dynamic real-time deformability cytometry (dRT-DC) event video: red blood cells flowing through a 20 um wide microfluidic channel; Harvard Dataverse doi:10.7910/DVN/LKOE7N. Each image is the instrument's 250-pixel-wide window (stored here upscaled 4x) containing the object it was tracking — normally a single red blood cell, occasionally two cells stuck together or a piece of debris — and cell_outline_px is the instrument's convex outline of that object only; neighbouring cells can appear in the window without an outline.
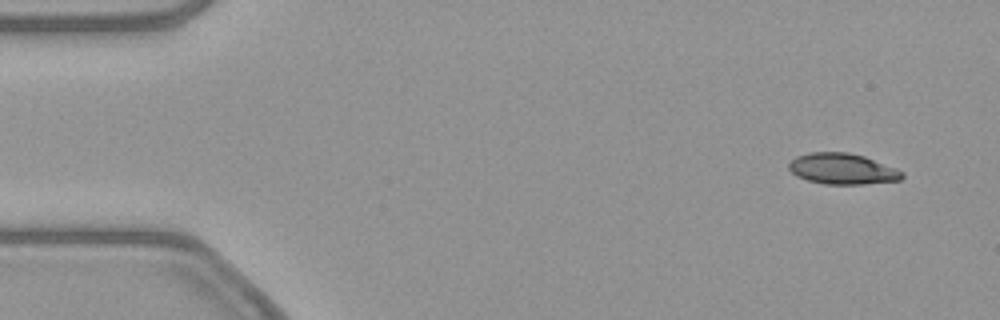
{"species": "common noctule bat (a hibernating species)", "species_latin": "Nyctalus noctula", "temperature_condition": "warm", "stored_images_in_passage": 50, "camera_frame_rate_fps": 3000, "um_per_image_px": 0.085, "animal": {"sex": "female", "body_mass_g": 21.9}, "frame": {"image": 1, "passage_image": 1, "time_ms": 0.0, "image_size_px": [1000, 320], "cell_outline_px": [[904, 176], [900, 180], [860, 184], [824, 184], [808, 180], [796, 176], [788, 168], [788, 164], [796, 156], [808, 152], [848, 152], [864, 156], [896, 168], [904, 172]], "centroid_in_image_um": [71.59, 14.34], "position_along_channel_um": 13.4, "area_um2": 20.4}}
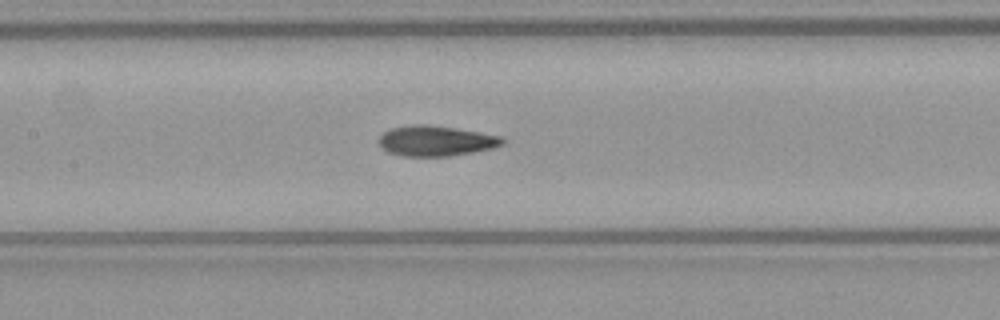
{"frame": {"image": 2, "passage_image": 22, "time_ms": 7.0, "image_size_px": [1000, 320], "cell_outline_px": [[504, 144], [492, 148], [472, 152], [448, 156], [404, 156], [388, 152], [380, 148], [380, 136], [384, 132], [392, 128], [412, 124], [428, 124], [456, 128], [500, 136], [504, 140]], "centroid_in_image_um": [37.03, 11.97], "position_along_channel_um": 170.4, "area_um2": 21.73}}
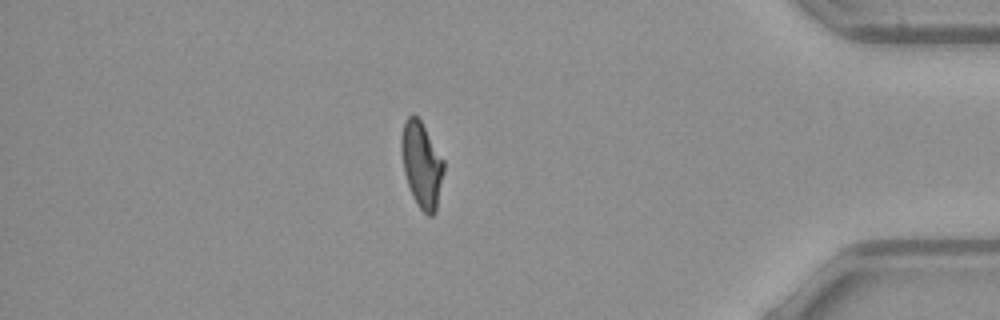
{"frame": {"image": 3, "passage_image": 43, "time_ms": 14.0, "image_size_px": [1000, 320], "cell_outline_px": [[444, 172], [436, 212], [432, 216], [428, 216], [416, 204], [412, 196], [404, 172], [400, 148], [400, 140], [404, 120], [412, 112], [420, 120], [444, 160]], "centroid_in_image_um": [35.83, 14.0], "position_along_channel_um": 399.4, "area_um2": 21.33}, "authors_computed_cell_mechanics": {"area_um2": 21.6172, "velocity_mm_per_s": 3.8642, "shape_relaxation_time_tau1_ms": 9.7981, "shape_relaxation_time_tau2_ms": 2.3523, "deformation_change_tau1": 0.2484, "deformation_change_tau2": 0.0926}}